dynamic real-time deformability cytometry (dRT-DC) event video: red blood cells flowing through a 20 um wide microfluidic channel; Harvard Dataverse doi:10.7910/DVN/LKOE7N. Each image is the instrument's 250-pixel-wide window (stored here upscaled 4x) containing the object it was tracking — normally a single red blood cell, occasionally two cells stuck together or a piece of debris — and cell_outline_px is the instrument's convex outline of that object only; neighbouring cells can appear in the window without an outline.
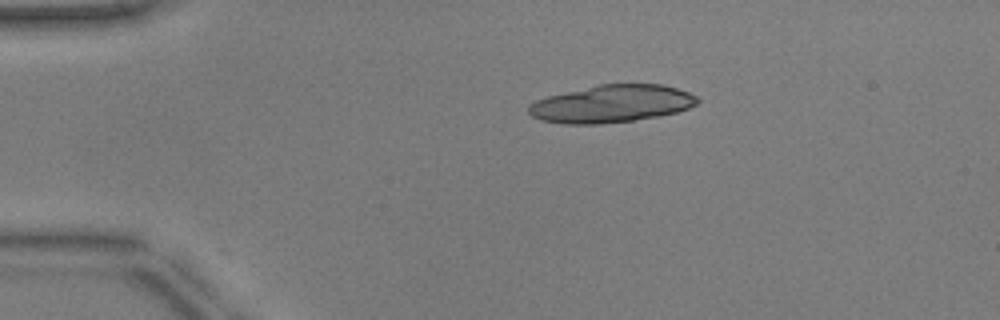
{"species": "common noctule bat (a hibernating species)", "species_latin": "Nyctalus noctula", "temperature_condition": "warm", "stored_images_in_passage": 2, "camera_frame_rate_fps": 3000, "um_per_image_px": 0.085, "animal": {"sex": "male", "body_mass_g": 17.9, "forearm_length_mm": 54.2}, "frame": {"image": 1, "passage_image": 1, "time_ms": 0.0, "image_size_px": [1000, 320], "cell_outline_px": [[700, 100], [696, 104], [688, 108], [676, 112], [660, 116], [632, 120], [600, 124], [564, 124], [540, 120], [532, 116], [528, 112], [528, 104], [536, 100], [548, 96], [600, 84], [664, 84], [688, 92], [696, 96]], "centroid_in_image_um": [51.98, 8.82], "position_along_channel_um": 33.0, "area_um2": 36.82}}